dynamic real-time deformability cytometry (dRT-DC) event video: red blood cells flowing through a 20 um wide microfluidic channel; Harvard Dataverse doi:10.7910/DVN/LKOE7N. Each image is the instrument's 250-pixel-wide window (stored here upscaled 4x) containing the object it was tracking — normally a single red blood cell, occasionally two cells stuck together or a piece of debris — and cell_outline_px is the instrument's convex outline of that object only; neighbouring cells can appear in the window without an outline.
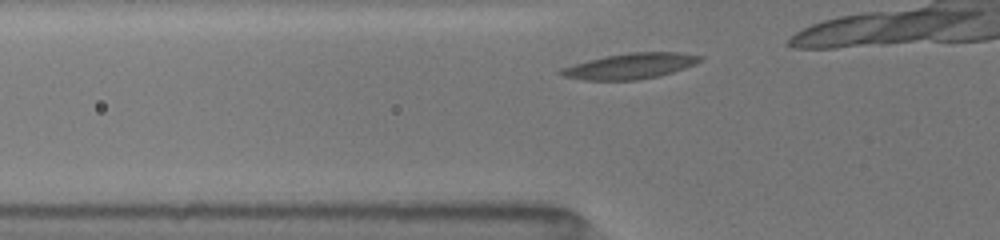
{"species": "common noctule bat (a hibernating species)", "species_latin": "Nyctalus noctula", "temperature_condition": "room temperature", "stored_images_in_passage": 5, "camera_frame_rate_fps": 3000, "um_per_image_px": 0.085, "animal": {"sex": "female", "body_mass_g": 19.5, "forearm_length_mm": 54.1}, "frame": {"image": 1, "passage_image": 2, "time_ms": 0.333, "image_size_px": [1000, 240], "cell_outline_px": [[704, 60], [696, 64], [660, 76], [636, 80], [584, 80], [564, 76], [556, 72], [560, 68], [572, 64], [604, 56], [632, 52], [676, 52], [704, 56]], "centroid_in_image_um": [53.57, 5.61], "position_along_channel_um": 72.2, "area_um2": 20.92}}